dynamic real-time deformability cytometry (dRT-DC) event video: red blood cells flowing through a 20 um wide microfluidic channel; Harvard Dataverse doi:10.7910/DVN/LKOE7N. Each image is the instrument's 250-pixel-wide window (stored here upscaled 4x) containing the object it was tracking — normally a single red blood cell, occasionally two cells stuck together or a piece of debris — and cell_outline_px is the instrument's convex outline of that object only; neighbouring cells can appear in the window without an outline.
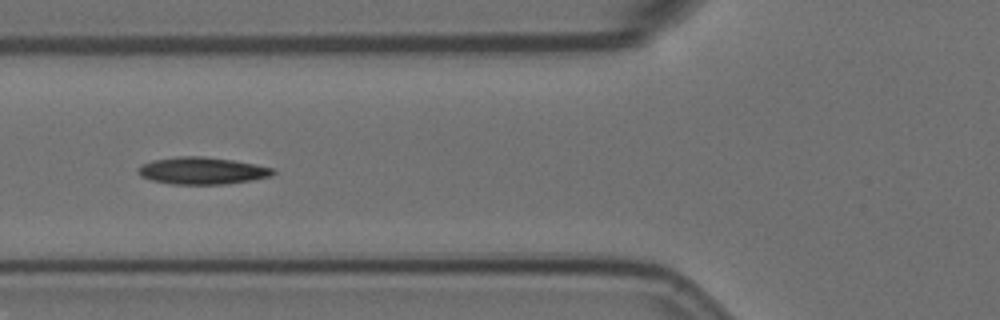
{"species": "Egyptian fruit bat (a non-hibernating species)", "species_latin": "Rousettus aegyptiacus", "temperature_condition": "room temperature", "stored_images_in_passage": 4, "camera_frame_rate_fps": 3000, "um_per_image_px": 0.085, "animal": {"sex": "female"}, "frame": {"image": 1, "passage_image": 3, "time_ms": 2.333, "image_size_px": [1000, 320], "cell_outline_px": [[276, 172], [272, 176], [252, 180], [224, 184], [172, 184], [152, 180], [140, 176], [136, 172], [136, 168], [140, 164], [152, 160], [176, 156], [204, 156], [232, 160], [272, 168]], "centroid_in_image_um": [17.11, 14.51], "position_along_channel_um": 108.7, "area_um2": 21.39}}
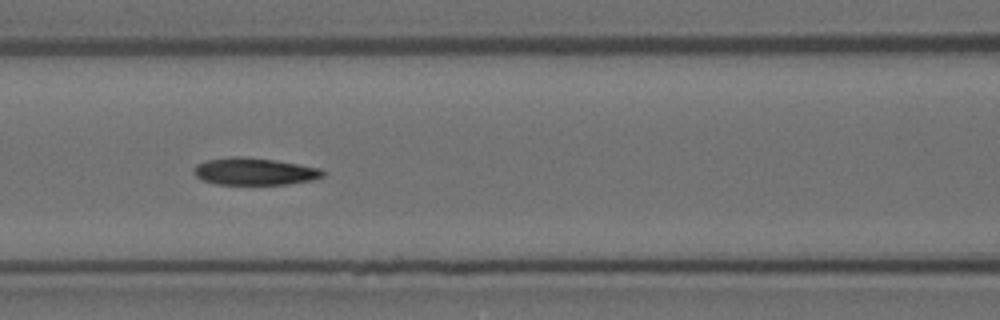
{"frame": {"image": 2, "passage_image": 4, "time_ms": 3.333, "image_size_px": [1000, 320], "cell_outline_px": [[324, 176], [312, 180], [288, 184], [216, 184], [204, 180], [196, 176], [192, 172], [192, 168], [196, 164], [208, 160], [232, 156], [244, 156], [300, 164], [320, 168], [324, 172]], "centroid_in_image_um": [21.61, 14.57], "position_along_channel_um": 145.0, "area_um2": 20.4}}